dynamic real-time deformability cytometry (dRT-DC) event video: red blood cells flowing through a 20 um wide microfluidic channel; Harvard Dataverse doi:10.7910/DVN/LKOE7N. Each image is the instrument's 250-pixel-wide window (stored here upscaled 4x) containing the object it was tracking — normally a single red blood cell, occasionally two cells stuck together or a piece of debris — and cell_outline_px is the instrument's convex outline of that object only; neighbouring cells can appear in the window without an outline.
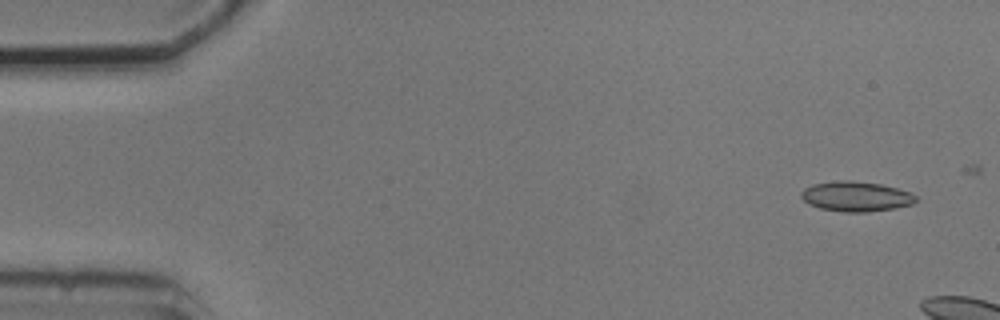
{"species": "common noctule bat (a hibernating species)", "species_latin": "Nyctalus noctula", "temperature_condition": "cold", "stored_images_in_passage": 3, "camera_frame_rate_fps": 3000, "um_per_image_px": 0.085, "animal": {"sex": "male", "body_mass_g": 20.5, "forearm_length_mm": 52.5}, "frame": {"image": 1, "passage_image": 1, "time_ms": 0.0, "image_size_px": [1000, 320], "cell_outline_px": [[920, 200], [912, 204], [892, 208], [864, 212], [844, 212], [820, 208], [808, 204], [800, 196], [800, 192], [804, 188], [812, 184], [840, 180], [852, 180], [880, 184], [896, 188], [908, 192], [916, 196]], "centroid_in_image_um": [72.73, 16.69], "position_along_channel_um": 12.3, "area_um2": 20.0}}